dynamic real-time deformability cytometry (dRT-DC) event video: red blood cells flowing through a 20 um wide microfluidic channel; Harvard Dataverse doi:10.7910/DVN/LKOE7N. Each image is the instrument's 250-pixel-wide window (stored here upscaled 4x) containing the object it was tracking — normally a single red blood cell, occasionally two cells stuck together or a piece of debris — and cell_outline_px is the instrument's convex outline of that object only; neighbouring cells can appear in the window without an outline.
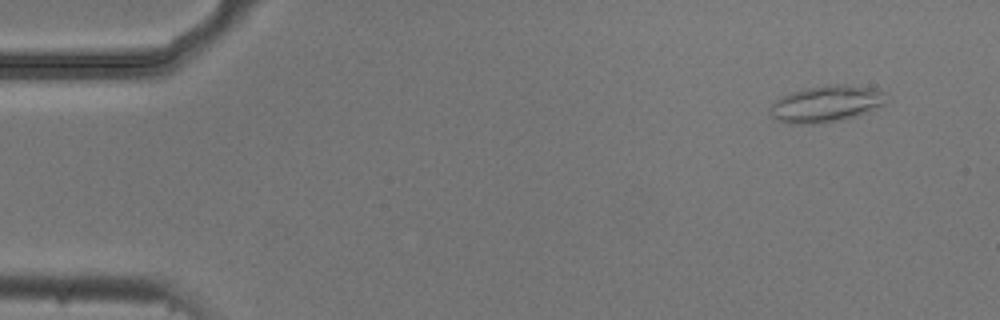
{"species": "common noctule bat (a hibernating species)", "species_latin": "Nyctalus noctula", "temperature_condition": "cold", "stored_images_in_passage": 5, "camera_frame_rate_fps": 3000, "um_per_image_px": 0.085, "animal": {"sex": "male", "body_mass_g": 20.5, "forearm_length_mm": 52.5}, "frame": {"image": 1, "passage_image": 2, "time_ms": 0.333, "image_size_px": [1000, 320], "cell_outline_px": [[884, 104], [856, 116], [836, 120], [812, 124], [788, 124], [776, 120], [768, 116], [768, 112], [772, 104], [780, 96], [792, 92], [808, 88], [828, 84], [844, 84], [876, 88], [884, 92]], "centroid_in_image_um": [70.15, 8.82], "position_along_channel_um": 14.8, "area_um2": 24.68}}